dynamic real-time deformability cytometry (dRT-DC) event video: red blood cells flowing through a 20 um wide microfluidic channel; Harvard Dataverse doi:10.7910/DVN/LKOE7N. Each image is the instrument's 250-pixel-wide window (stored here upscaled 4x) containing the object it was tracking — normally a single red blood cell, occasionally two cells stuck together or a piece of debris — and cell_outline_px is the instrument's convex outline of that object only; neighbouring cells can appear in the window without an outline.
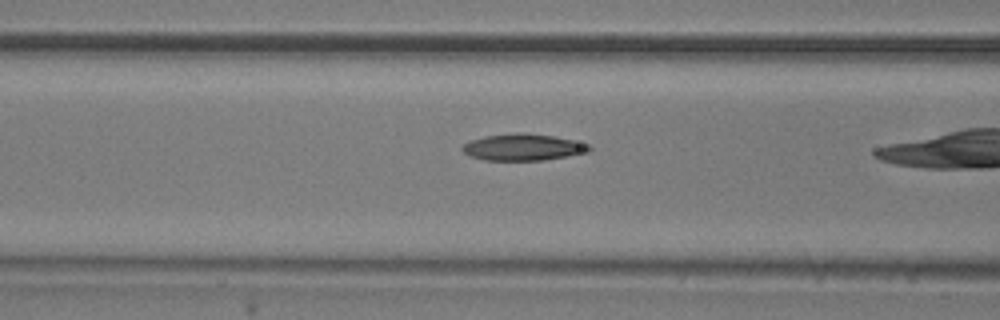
{"species": "common noctule bat (a hibernating species)", "species_latin": "Nyctalus noctula", "temperature_condition": "room temperature", "stored_images_in_passage": 12, "camera_frame_rate_fps": 3000, "um_per_image_px": 0.085, "animal": {"sex": "male", "body_mass_g": 20.5, "forearm_length_mm": 52.5}, "frame": {"image": 1, "passage_image": 7, "time_ms": 2.0, "image_size_px": [1000, 320], "cell_outline_px": [[592, 148], [588, 152], [568, 156], [544, 160], [484, 160], [472, 156], [464, 152], [460, 148], [464, 144], [472, 140], [484, 136], [516, 132], [524, 132], [552, 136], [572, 140], [588, 144]], "centroid_in_image_um": [44.46, 12.51], "position_along_channel_um": 122.1, "area_um2": 19.59}}
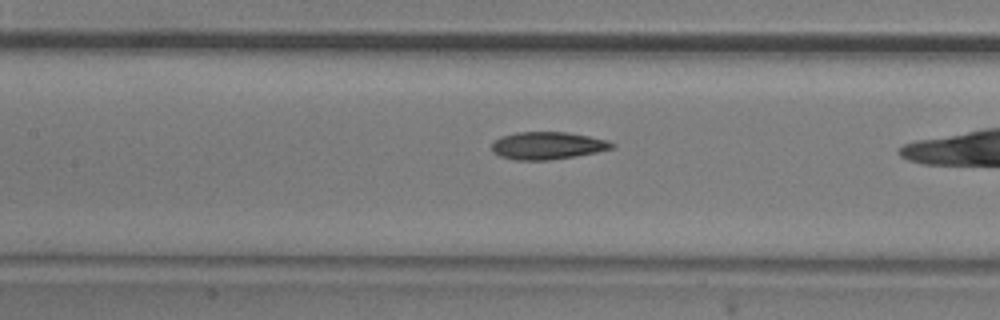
{"frame": {"image": 2, "passage_image": 10, "time_ms": 3.0, "image_size_px": [1000, 320], "cell_outline_px": [[616, 148], [596, 152], [548, 160], [516, 160], [500, 156], [492, 152], [492, 144], [500, 136], [516, 132], [568, 132], [608, 140], [616, 144]], "centroid_in_image_um": [46.55, 12.37], "position_along_channel_um": 160.9, "area_um2": 19.25}}